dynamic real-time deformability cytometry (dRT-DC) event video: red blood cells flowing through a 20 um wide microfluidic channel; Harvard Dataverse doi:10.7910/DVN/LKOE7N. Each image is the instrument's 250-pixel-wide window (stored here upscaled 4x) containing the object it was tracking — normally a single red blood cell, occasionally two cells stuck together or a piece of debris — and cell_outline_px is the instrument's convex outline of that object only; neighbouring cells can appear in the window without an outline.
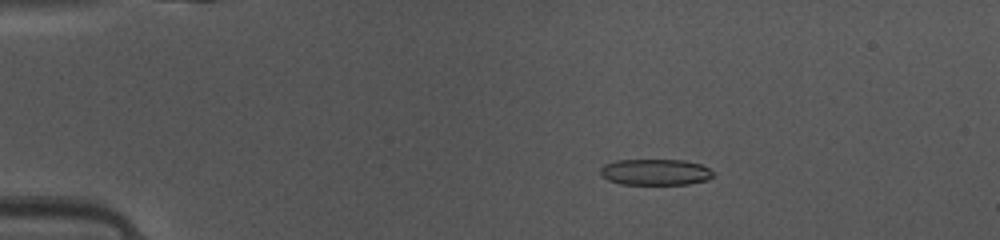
{"species": "common noctule bat (a hibernating species)", "species_latin": "Nyctalus noctula", "temperature_condition": "warm", "stored_images_in_passage": 48, "camera_frame_rate_fps": 3000, "um_per_image_px": 0.085, "animal": {"sex": "female", "body_mass_g": 10.0, "forearm_length_mm": 53.1}, "frame": {"image": 1, "passage_image": 9, "time_ms": 2.667, "image_size_px": [1000, 240], "cell_outline_px": [[712, 176], [708, 180], [688, 184], [620, 184], [608, 180], [600, 172], [600, 168], [604, 164], [616, 160], [684, 160], [700, 164], [708, 168], [712, 172]], "centroid_in_image_um": [55.69, 14.62], "position_along_channel_um": 29.3, "area_um2": 17.11}}
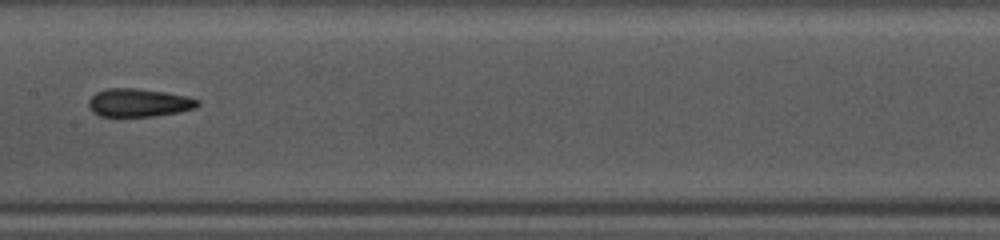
{"frame": {"image": 2, "passage_image": 25, "time_ms": 8.0, "image_size_px": [1000, 240], "cell_outline_px": [[200, 104], [196, 108], [180, 112], [156, 116], [100, 116], [92, 112], [88, 108], [88, 100], [96, 92], [108, 88], [136, 88], [164, 92], [188, 96], [200, 100]], "centroid_in_image_um": [11.81, 8.73], "position_along_channel_um": 195.6, "area_um2": 18.09}}
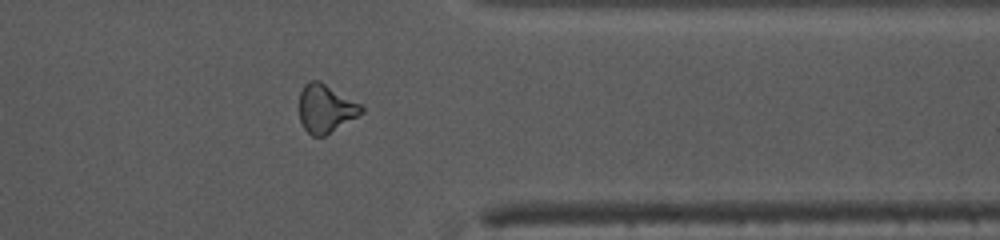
{"frame": {"image": 3, "passage_image": 39, "time_ms": 12.667, "image_size_px": [1000, 240], "cell_outline_px": [[364, 112], [324, 136], [312, 136], [304, 128], [300, 120], [300, 92], [304, 84], [308, 80], [320, 80], [360, 104], [364, 108]], "centroid_in_image_um": [27.66, 9.2], "position_along_channel_um": 383.7, "area_um2": 17.34}, "authors_computed_cell_mechanics": {"area_um2": 17.8602, "velocity_mm_per_s": 4.1573, "shape_relaxation_time_tau1_ms": 4.4204, "shape_relaxation_time_tau2_ms": 2.4828, "deformation_change_tau1": 0.1215, "deformation_change_tau2": 0.1053}}